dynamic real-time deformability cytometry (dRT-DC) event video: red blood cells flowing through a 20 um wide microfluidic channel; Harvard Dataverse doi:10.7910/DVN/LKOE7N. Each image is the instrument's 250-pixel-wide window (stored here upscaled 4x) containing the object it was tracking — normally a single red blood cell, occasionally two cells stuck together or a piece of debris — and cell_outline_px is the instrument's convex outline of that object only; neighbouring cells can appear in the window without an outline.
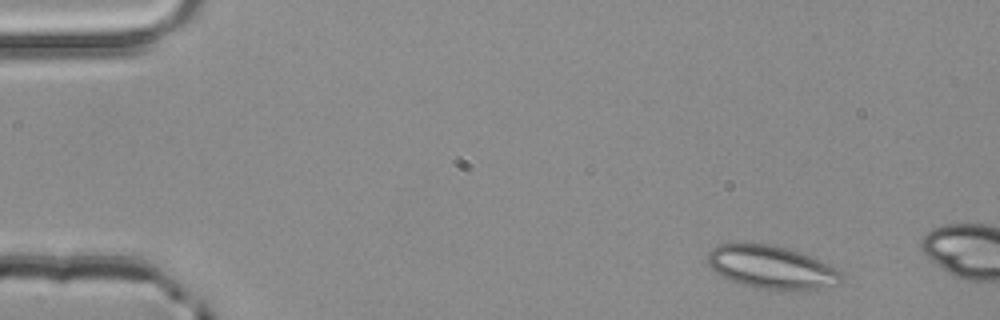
{"species": "common noctule bat (a hibernating species)", "species_latin": "Nyctalus noctula", "temperature_condition": "room temperature", "stored_images_in_passage": 2, "camera_frame_rate_fps": 3000, "um_per_image_px": 0.085, "animal": {"sex": "male", "body_mass_g": 20.4}, "frame": {"image": 1, "passage_image": 1, "time_ms": 0.0, "image_size_px": [1000, 320], "cell_outline_px": [[840, 284], [824, 288], [788, 292], [756, 288], [720, 276], [708, 264], [708, 252], [712, 248], [720, 244], [768, 244], [800, 252], [828, 264], [836, 268], [840, 272]], "centroid_in_image_um": [65.6, 22.75], "position_along_channel_um": 19.4, "area_um2": 33.52}}